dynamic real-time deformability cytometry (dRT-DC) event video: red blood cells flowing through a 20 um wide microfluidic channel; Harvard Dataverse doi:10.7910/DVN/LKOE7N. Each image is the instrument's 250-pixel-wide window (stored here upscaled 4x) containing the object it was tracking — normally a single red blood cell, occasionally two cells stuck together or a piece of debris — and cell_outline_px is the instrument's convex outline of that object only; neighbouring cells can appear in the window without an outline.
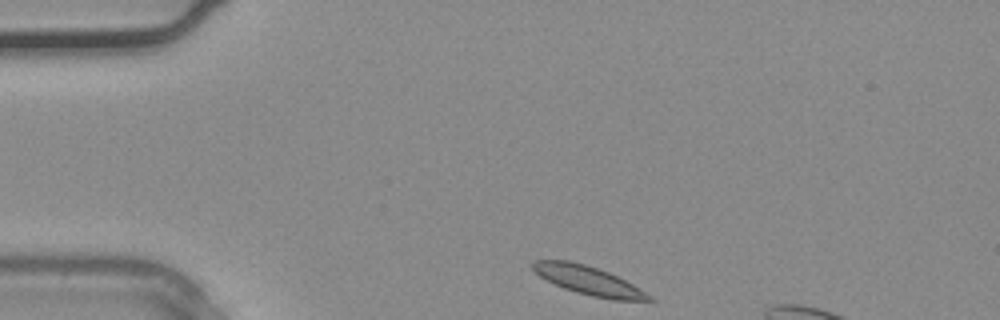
{"species": "common noctule bat (a hibernating species)", "species_latin": "Nyctalus noctula", "temperature_condition": "warm", "stored_images_in_passage": 31, "camera_frame_rate_fps": 3000, "um_per_image_px": 0.085, "animal": {"sex": "male", "body_mass_g": 20.4}, "frame": {"image": 1, "passage_image": 1, "time_ms": 0.0, "image_size_px": [1000, 320], "cell_outline_px": [[656, 300], [612, 300], [592, 296], [576, 292], [564, 288], [540, 276], [532, 268], [532, 260], [568, 260], [584, 264], [608, 272], [640, 288], [652, 296]], "centroid_in_image_um": [50.02, 23.84], "position_along_channel_um": 35.0, "area_um2": 19.13}}